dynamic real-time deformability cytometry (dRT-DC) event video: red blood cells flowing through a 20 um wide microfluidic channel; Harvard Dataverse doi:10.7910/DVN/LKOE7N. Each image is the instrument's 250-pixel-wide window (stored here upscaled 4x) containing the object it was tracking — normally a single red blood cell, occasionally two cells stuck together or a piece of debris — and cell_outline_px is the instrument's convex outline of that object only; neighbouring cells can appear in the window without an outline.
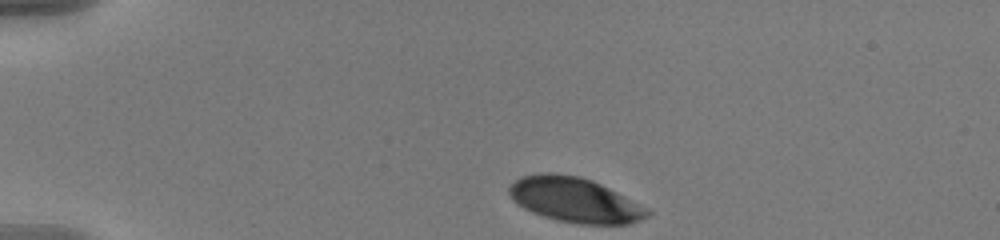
{"species": "human", "species_latin": "Homo sapiens", "temperature_condition": "warm", "stored_images_in_passage": 40, "camera_frame_rate_fps": 3000, "um_per_image_px": 0.085, "donor": {"sex": "male"}, "frame": {"image": 1, "passage_image": 1, "time_ms": 0.0, "image_size_px": [1000, 240], "cell_outline_px": [[652, 212], [648, 216], [640, 220], [628, 224], [576, 224], [556, 220], [532, 212], [516, 204], [512, 200], [508, 192], [508, 188], [520, 176], [540, 172], [552, 172], [580, 176], [592, 180], [648, 208]], "centroid_in_image_um": [48.82, 16.99], "position_along_channel_um": 36.2, "area_um2": 36.24}}
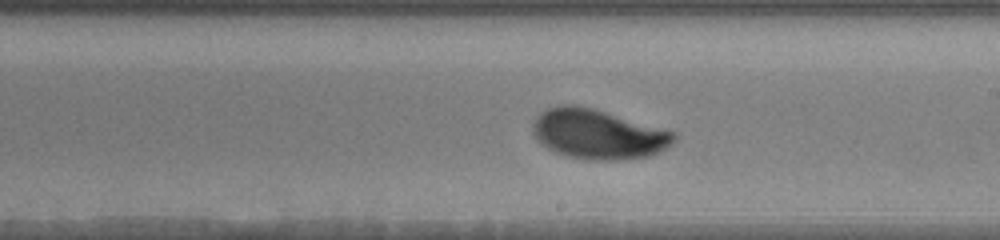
{"frame": {"image": 2, "passage_image": 23, "time_ms": 7.333, "image_size_px": [1000, 240], "cell_outline_px": [[676, 140], [660, 152], [648, 156], [616, 160], [592, 160], [568, 156], [556, 152], [548, 148], [532, 132], [532, 124], [536, 116], [540, 112], [556, 104], [576, 104], [592, 108], [676, 132]], "centroid_in_image_um": [50.83, 11.38], "position_along_channel_um": 238.2, "area_um2": 40.75}}
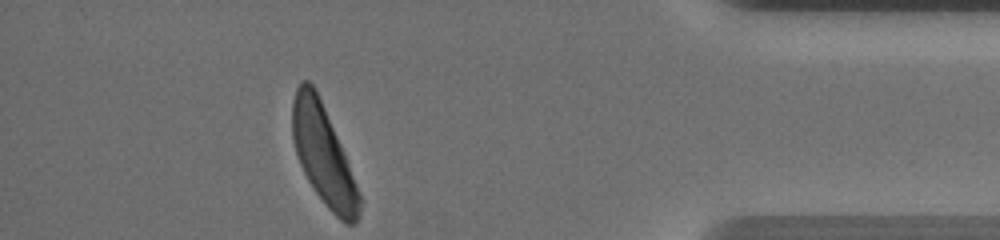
{"frame": {"image": 3, "passage_image": 40, "time_ms": 13.0, "image_size_px": [1000, 240], "cell_outline_px": [[360, 212], [356, 220], [352, 224], [344, 224], [328, 208], [316, 192], [308, 180], [300, 164], [292, 140], [292, 104], [296, 88], [300, 80], [308, 80], [316, 88], [344, 152], [360, 196]], "centroid_in_image_um": [27.46, 13.13], "position_along_channel_um": 407.7, "area_um2": 38.32}, "authors_computed_cell_mechanics": {"area_um2": 39.9398, "velocity_mm_per_s": 3.6022, "shape_relaxation_time_tau1_ms": 2.5392, "shape_relaxation_time_tau2_ms": null, "deformation_change_tau1": 0.1395, "deformation_change_tau2": null}}